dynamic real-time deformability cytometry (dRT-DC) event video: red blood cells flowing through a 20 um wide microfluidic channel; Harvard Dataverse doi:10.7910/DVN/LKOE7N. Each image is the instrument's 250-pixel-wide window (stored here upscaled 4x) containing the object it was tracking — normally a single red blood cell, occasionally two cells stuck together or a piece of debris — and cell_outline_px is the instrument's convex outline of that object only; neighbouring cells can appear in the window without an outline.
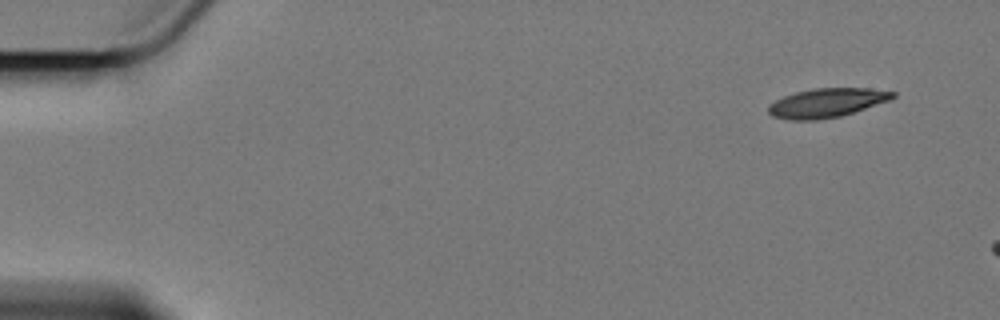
{"species": "Egyptian fruit bat (a non-hibernating species)", "species_latin": "Rousettus aegyptiacus", "temperature_condition": "cold", "stored_images_in_passage": 3, "camera_frame_rate_fps": 3000, "um_per_image_px": 0.085, "animal": {"sex": "female"}, "frame": {"image": 1, "passage_image": 1, "time_ms": 0.0, "image_size_px": [1000, 320], "cell_outline_px": [[896, 96], [892, 100], [840, 116], [816, 120], [792, 120], [772, 116], [768, 112], [768, 104], [784, 96], [796, 92], [816, 88], [868, 88], [896, 92]], "centroid_in_image_um": [70.3, 8.74], "position_along_channel_um": 14.7, "area_um2": 21.04}}